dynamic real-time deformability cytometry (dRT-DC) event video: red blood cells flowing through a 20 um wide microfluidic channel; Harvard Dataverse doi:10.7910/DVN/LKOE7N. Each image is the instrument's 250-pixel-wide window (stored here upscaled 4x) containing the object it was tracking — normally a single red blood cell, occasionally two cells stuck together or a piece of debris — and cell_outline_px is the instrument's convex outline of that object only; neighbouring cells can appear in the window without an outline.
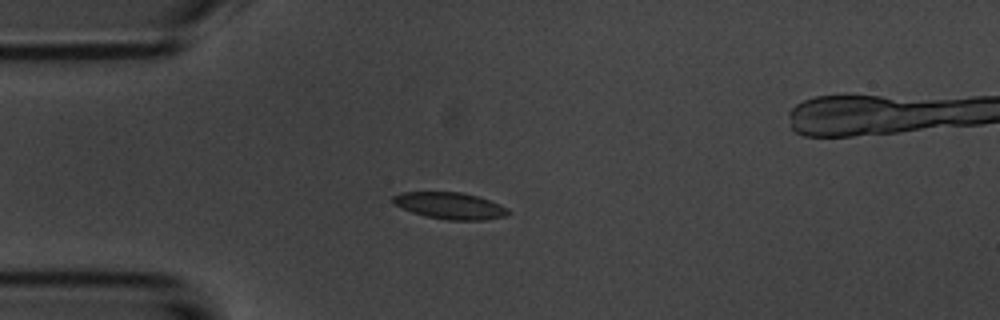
{"species": "common noctule bat (a hibernating species)", "species_latin": "Nyctalus noctula", "temperature_condition": "room temperature", "stored_images_in_passage": 4, "camera_frame_rate_fps": 3000, "um_per_image_px": 0.085, "animal": {"sex": "male", "body_mass_g": 20.1, "forearm_length_mm": 53.5}, "frame": {"image": 1, "passage_image": 3, "time_ms": 2.667, "image_size_px": [1000, 320], "cell_outline_px": [[512, 212], [508, 216], [484, 220], [448, 220], [424, 216], [412, 212], [392, 204], [392, 196], [404, 192], [460, 192], [476, 196], [500, 204], [508, 208]], "centroid_in_image_um": [38.26, 17.5], "position_along_channel_um": 46.7, "area_um2": 18.03}}